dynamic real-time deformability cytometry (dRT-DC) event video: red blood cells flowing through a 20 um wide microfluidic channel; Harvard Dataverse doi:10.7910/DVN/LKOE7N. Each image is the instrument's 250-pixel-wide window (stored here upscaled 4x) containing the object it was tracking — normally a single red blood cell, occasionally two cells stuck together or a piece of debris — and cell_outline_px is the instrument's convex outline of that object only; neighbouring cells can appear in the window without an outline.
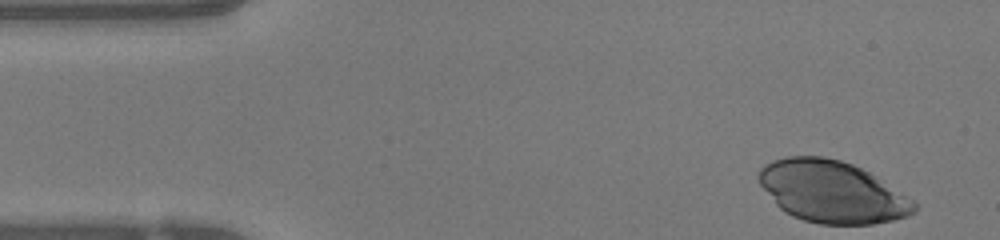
{"species": "human", "species_latin": "Homo sapiens", "temperature_condition": "warm", "stored_images_in_passage": 38, "camera_frame_rate_fps": 3000, "um_per_image_px": 0.085, "donor": {"sex": "female"}, "frame": {"image": 1, "passage_image": 1, "time_ms": 0.0, "image_size_px": [1000, 240], "cell_outline_px": [[916, 212], [908, 216], [892, 220], [872, 224], [820, 224], [804, 220], [792, 216], [784, 212], [776, 204], [760, 184], [756, 176], [760, 168], [764, 164], [772, 160], [788, 156], [824, 156], [840, 160], [852, 164], [876, 176], [912, 200], [916, 204]], "centroid_in_image_um": [70.68, 16.29], "position_along_channel_um": 14.3, "area_um2": 55.89}}
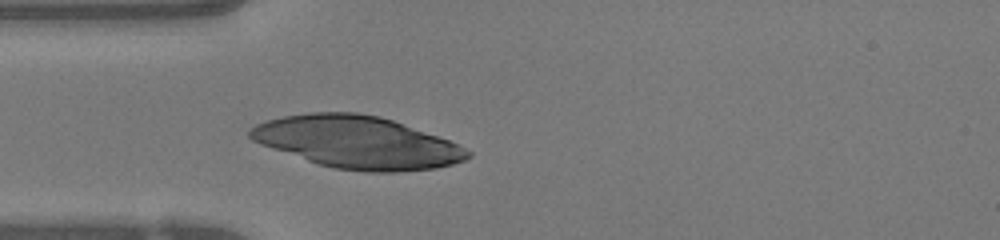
{"frame": {"image": 2, "passage_image": 11, "time_ms": 3.333, "image_size_px": [1000, 240], "cell_outline_px": [[472, 156], [464, 160], [452, 164], [436, 168], [396, 172], [368, 172], [332, 168], [316, 164], [260, 144], [252, 140], [248, 136], [248, 132], [256, 124], [268, 120], [284, 116], [308, 112], [356, 112], [380, 116], [392, 120], [448, 140], [472, 152]], "centroid_in_image_um": [30.34, 12.1], "position_along_channel_um": 54.7, "area_um2": 66.07}}